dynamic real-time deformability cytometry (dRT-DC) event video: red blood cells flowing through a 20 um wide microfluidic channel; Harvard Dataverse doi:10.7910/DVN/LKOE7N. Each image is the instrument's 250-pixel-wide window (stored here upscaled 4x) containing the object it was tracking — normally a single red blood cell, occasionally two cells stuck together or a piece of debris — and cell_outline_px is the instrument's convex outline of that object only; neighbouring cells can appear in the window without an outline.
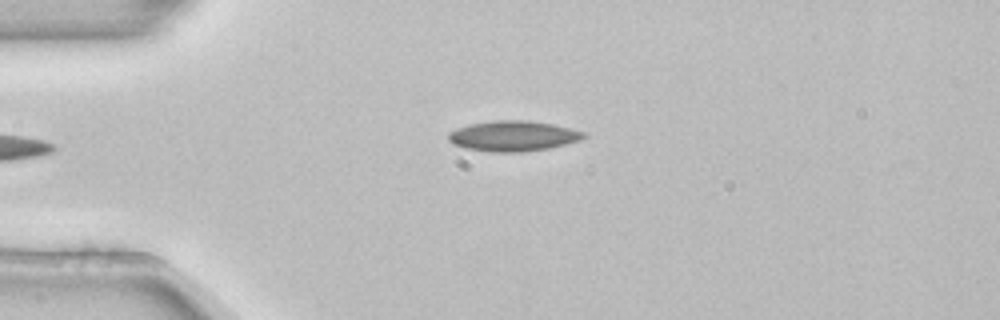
{"species": "common noctule bat (a hibernating species)", "species_latin": "Nyctalus noctula", "temperature_condition": "room temperature", "stored_images_in_passage": 2, "camera_frame_rate_fps": 3000, "um_per_image_px": 0.085, "animal": {"sex": "female", "body_mass_g": 22.7, "forearm_length_mm": 54.2}, "frame": {"image": 1, "passage_image": 1, "time_ms": 0.0, "image_size_px": [1000, 320], "cell_outline_px": [[588, 136], [580, 140], [548, 148], [520, 152], [488, 152], [464, 148], [452, 144], [448, 140], [448, 132], [456, 128], [468, 124], [496, 120], [528, 120], [552, 124], [572, 128], [588, 132]], "centroid_in_image_um": [43.61, 11.55], "position_along_channel_um": 41.4, "area_um2": 24.28}}